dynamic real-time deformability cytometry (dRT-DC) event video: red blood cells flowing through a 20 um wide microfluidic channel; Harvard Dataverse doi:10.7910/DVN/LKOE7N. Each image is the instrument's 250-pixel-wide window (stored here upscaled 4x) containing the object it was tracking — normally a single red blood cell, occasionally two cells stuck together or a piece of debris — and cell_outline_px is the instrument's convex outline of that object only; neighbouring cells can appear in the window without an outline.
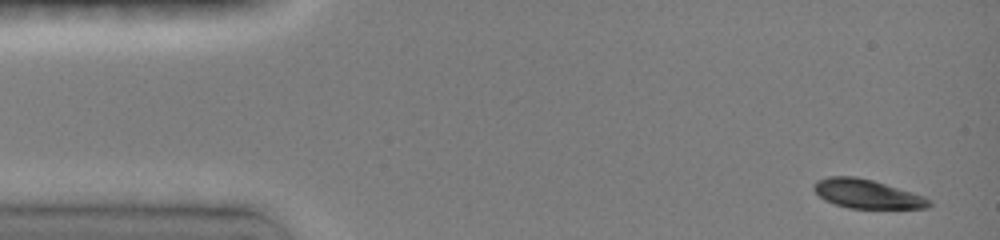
{"species": "common noctule bat (a hibernating species)", "species_latin": "Nyctalus noctula", "temperature_condition": "room temperature", "stored_images_in_passage": 6, "camera_frame_rate_fps": 3000, "um_per_image_px": 0.085, "animal": {"sex": "female", "body_mass_g": 19.0, "forearm_length_mm": 51.5}, "frame": {"image": 1, "passage_image": 1, "time_ms": 0.0, "image_size_px": [1000, 240], "cell_outline_px": [[932, 204], [928, 208], [848, 208], [824, 200], [812, 188], [812, 184], [816, 180], [828, 176], [856, 176], [872, 180], [912, 192], [924, 196], [932, 200]], "centroid_in_image_um": [73.68, 16.47], "position_along_channel_um": 11.3, "area_um2": 19.48}}
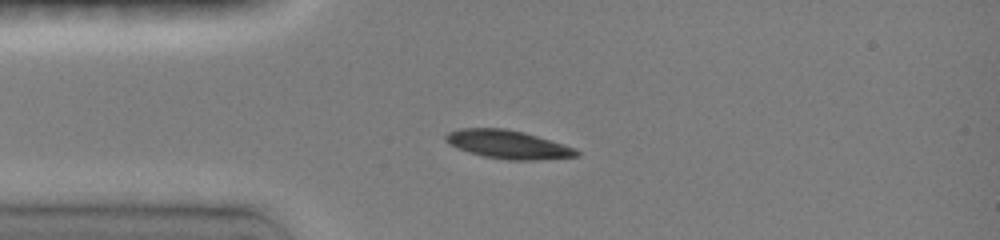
{"frame": {"image": 2, "passage_image": 5, "time_ms": 3.0, "image_size_px": [1000, 240], "cell_outline_px": [[580, 156], [536, 160], [508, 160], [484, 156], [468, 152], [456, 148], [448, 144], [444, 140], [444, 136], [448, 132], [460, 128], [504, 128], [524, 132], [564, 144], [576, 148], [580, 152]], "centroid_in_image_um": [43.17, 12.28], "position_along_channel_um": 41.8, "area_um2": 21.85}}